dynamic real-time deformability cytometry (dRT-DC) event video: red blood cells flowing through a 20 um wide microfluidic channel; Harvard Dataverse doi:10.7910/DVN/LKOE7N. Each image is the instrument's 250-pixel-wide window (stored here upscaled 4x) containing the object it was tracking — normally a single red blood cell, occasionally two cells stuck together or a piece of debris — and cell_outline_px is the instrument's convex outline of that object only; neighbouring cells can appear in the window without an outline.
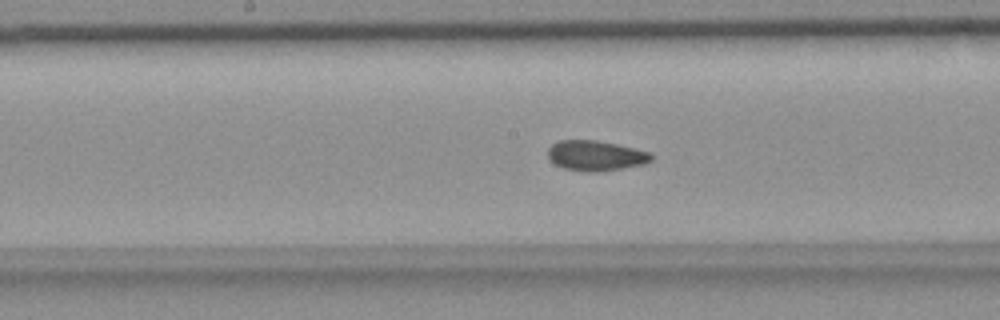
{"species": "common noctule bat (a hibernating species)", "species_latin": "Nyctalus noctula", "temperature_condition": "room temperature", "stored_images_in_passage": 46, "camera_frame_rate_fps": 3000, "um_per_image_px": 0.085, "animal": {"sex": "female", "body_mass_g": 18.4}, "frame": {"image": 1, "passage_image": 27, "time_ms": 8.667, "image_size_px": [1000, 320], "cell_outline_px": [[652, 160], [644, 164], [596, 172], [588, 172], [564, 168], [548, 160], [548, 148], [552, 144], [560, 140], [596, 140], [616, 144], [648, 152], [652, 156]], "centroid_in_image_um": [50.58, 13.23], "position_along_channel_um": 197.6, "area_um2": 17.98}}
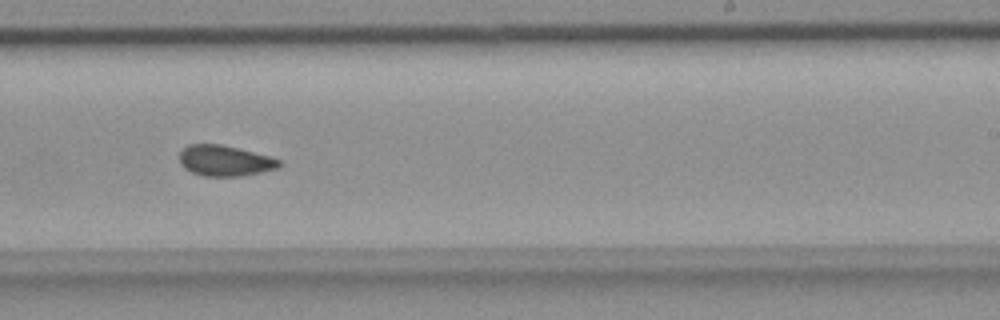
{"frame": {"image": 2, "passage_image": 33, "time_ms": 10.667, "image_size_px": [1000, 320], "cell_outline_px": [[284, 164], [276, 168], [260, 172], [240, 176], [204, 176], [192, 172], [184, 168], [180, 164], [180, 152], [188, 144], [220, 144], [272, 156], [280, 160]], "centroid_in_image_um": [19.13, 13.65], "position_along_channel_um": 269.9, "area_um2": 17.86}}
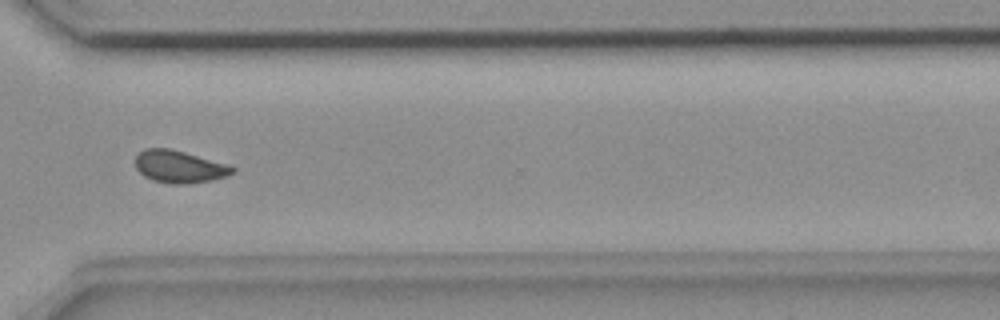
{"frame": {"image": 3, "passage_image": 40, "time_ms": 13.0, "image_size_px": [1000, 320], "cell_outline_px": [[236, 172], [228, 176], [212, 180], [188, 184], [172, 184], [152, 180], [144, 176], [136, 168], [136, 156], [144, 148], [168, 148], [184, 152], [228, 164], [236, 168]], "centroid_in_image_um": [15.27, 14.18], "position_along_channel_um": 355.3, "area_um2": 18.38}, "authors_computed_cell_mechanics": {"area_um2": 18.4093, "velocity_mm_per_s": 3.6365, "shape_relaxation_time_tau1_ms": null, "shape_relaxation_time_tau2_ms": 2.562, "deformation_change_tau1": null, "deformation_change_tau2": 0.0701}}